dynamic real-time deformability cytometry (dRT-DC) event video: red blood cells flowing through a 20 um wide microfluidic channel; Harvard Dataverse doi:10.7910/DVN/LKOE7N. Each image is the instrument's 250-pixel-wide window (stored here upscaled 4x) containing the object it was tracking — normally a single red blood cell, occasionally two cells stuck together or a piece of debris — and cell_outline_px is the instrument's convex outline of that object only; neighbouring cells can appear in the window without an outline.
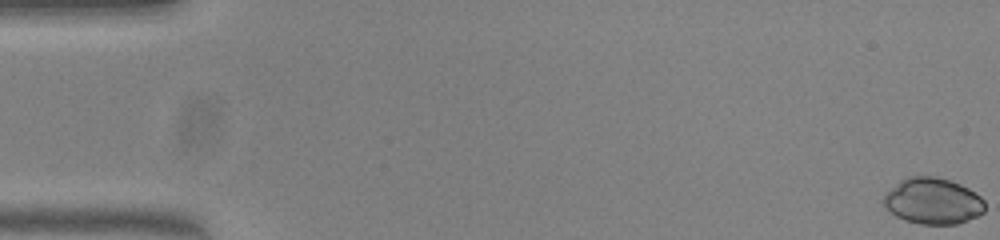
{"species": "common noctule bat (a hibernating species)", "species_latin": "Nyctalus noctula", "temperature_condition": "warm", "stored_images_in_passage": 55, "camera_frame_rate_fps": 3000, "um_per_image_px": 0.085, "animal": {"sex": "female", "body_mass_g": 23.0, "forearm_length_mm": 53.4}, "frame": {"image": 1, "passage_image": 1, "time_ms": 0.0, "image_size_px": [1000, 240], "cell_outline_px": [[984, 212], [976, 216], [956, 224], [920, 224], [896, 216], [884, 204], [884, 192], [900, 180], [908, 176], [936, 176], [960, 184], [968, 188], [980, 196], [984, 200]], "centroid_in_image_um": [79.28, 17.07], "position_along_channel_um": 5.7, "area_um2": 27.05}}
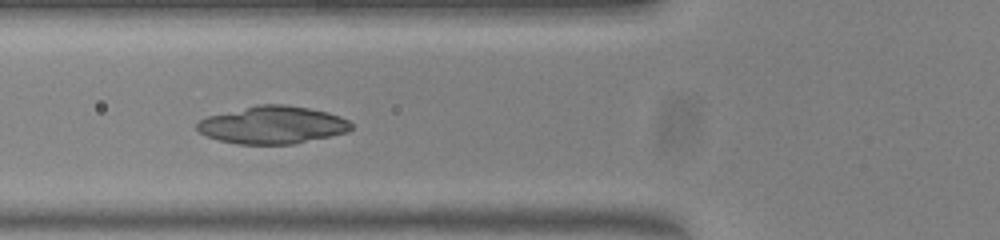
{"frame": {"image": 2, "passage_image": 21, "time_ms": 6.667, "image_size_px": [1000, 240], "cell_outline_px": [[352, 128], [348, 132], [292, 144], [236, 144], [220, 140], [208, 136], [200, 132], [196, 128], [196, 124], [200, 120], [208, 116], [256, 104], [284, 104], [308, 108], [328, 112], [340, 116], [348, 120], [352, 124]], "centroid_in_image_um": [23.17, 10.61], "position_along_channel_um": 102.6, "area_um2": 33.7}}
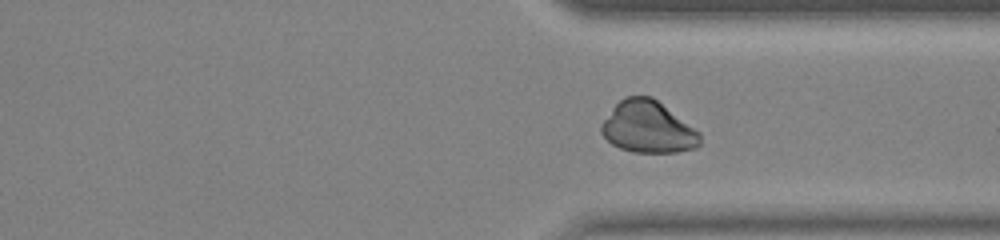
{"frame": {"image": 3, "passage_image": 41, "time_ms": 13.333, "image_size_px": [1000, 240], "cell_outline_px": [[700, 144], [696, 148], [676, 152], [636, 152], [620, 148], [612, 144], [600, 132], [600, 124], [612, 108], [620, 100], [628, 96], [652, 96], [700, 132]], "centroid_in_image_um": [55.07, 10.8], "position_along_channel_um": 356.3, "area_um2": 29.65}}